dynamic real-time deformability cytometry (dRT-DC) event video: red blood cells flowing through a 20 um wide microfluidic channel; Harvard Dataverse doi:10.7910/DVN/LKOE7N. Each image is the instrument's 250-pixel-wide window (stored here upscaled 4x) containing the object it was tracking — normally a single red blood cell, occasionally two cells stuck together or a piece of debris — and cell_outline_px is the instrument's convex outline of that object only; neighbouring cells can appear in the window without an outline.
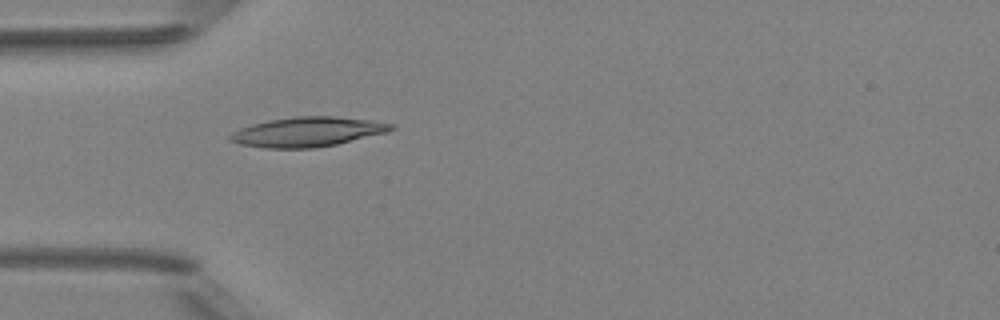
{"species": "Egyptian fruit bat (a non-hibernating species)", "species_latin": "Rousettus aegyptiacus", "temperature_condition": "room temperature", "stored_images_in_passage": 4, "camera_frame_rate_fps": 3000, "um_per_image_px": 0.085, "animal": {"sex": "female"}, "frame": {"image": 1, "passage_image": 4, "time_ms": 3.333, "image_size_px": [1000, 320], "cell_outline_px": [[396, 128], [388, 132], [336, 144], [312, 148], [264, 148], [240, 144], [228, 140], [228, 136], [232, 132], [240, 128], [252, 124], [268, 120], [296, 116], [336, 116], [372, 120], [396, 124]], "centroid_in_image_um": [26.15, 11.2], "position_along_channel_um": 58.9, "area_um2": 27.98}}